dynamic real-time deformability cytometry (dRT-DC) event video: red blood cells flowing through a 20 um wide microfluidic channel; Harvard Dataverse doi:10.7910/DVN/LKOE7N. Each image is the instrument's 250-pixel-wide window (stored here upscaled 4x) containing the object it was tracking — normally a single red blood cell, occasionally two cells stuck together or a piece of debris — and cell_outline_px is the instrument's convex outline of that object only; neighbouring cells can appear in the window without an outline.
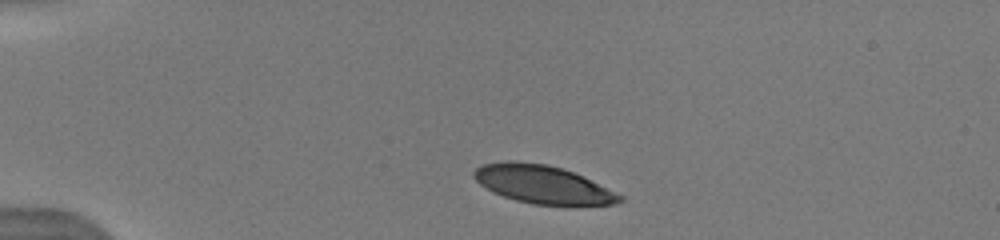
{"species": "human", "species_latin": "Homo sapiens", "temperature_condition": "warm", "stored_images_in_passage": 4, "camera_frame_rate_fps": 3000, "um_per_image_px": 0.085, "donor": {"sex": "male"}, "frame": {"image": 1, "passage_image": 1, "time_ms": 0.0, "image_size_px": [1000, 240], "cell_outline_px": [[624, 200], [616, 204], [532, 204], [516, 200], [492, 192], [480, 184], [472, 176], [472, 172], [476, 168], [484, 164], [504, 160], [516, 160], [548, 164], [584, 176], [624, 196]], "centroid_in_image_um": [46.1, 15.65], "position_along_channel_um": 38.9, "area_um2": 32.31}}